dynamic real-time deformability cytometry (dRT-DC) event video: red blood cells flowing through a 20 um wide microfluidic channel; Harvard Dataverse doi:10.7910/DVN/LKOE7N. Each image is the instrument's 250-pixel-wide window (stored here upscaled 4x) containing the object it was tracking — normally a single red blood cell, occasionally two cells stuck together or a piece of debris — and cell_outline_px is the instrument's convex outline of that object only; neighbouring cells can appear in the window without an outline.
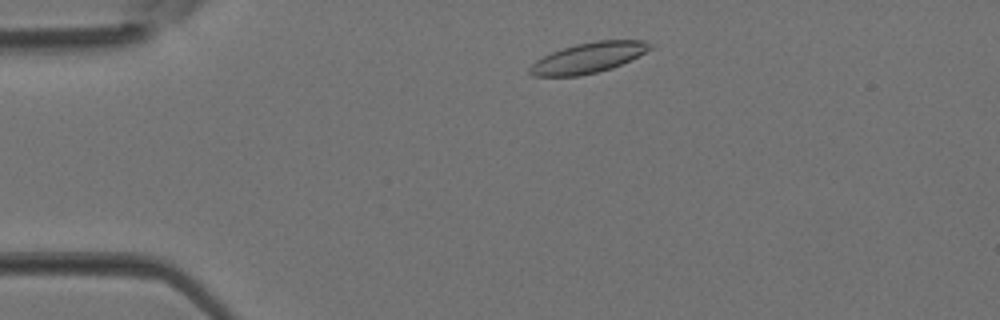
{"species": "Egyptian fruit bat (a non-hibernating species)", "species_latin": "Rousettus aegyptiacus", "temperature_condition": "room temperature", "stored_images_in_passage": 2, "camera_frame_rate_fps": 3000, "um_per_image_px": 0.085, "animal": {"sex": "female"}, "frame": {"image": 1, "passage_image": 1, "time_ms": 0.0, "image_size_px": [1000, 320], "cell_outline_px": [[652, 48], [612, 68], [580, 76], [532, 76], [528, 72], [528, 68], [536, 60], [552, 52], [576, 44], [596, 40], [644, 40], [652, 44]], "centroid_in_image_um": [49.97, 4.91], "position_along_channel_um": 35.0, "area_um2": 21.04}}